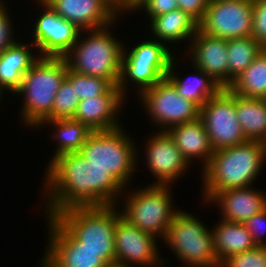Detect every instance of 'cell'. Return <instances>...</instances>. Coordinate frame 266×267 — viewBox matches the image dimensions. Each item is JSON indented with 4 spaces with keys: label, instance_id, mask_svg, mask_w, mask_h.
Returning a JSON list of instances; mask_svg holds the SVG:
<instances>
[{
    "label": "cell",
    "instance_id": "obj_2",
    "mask_svg": "<svg viewBox=\"0 0 266 267\" xmlns=\"http://www.w3.org/2000/svg\"><path fill=\"white\" fill-rule=\"evenodd\" d=\"M265 146L259 141L215 150L202 169L203 197L208 203L218 192L231 188L250 187L265 162Z\"/></svg>",
    "mask_w": 266,
    "mask_h": 267
},
{
    "label": "cell",
    "instance_id": "obj_27",
    "mask_svg": "<svg viewBox=\"0 0 266 267\" xmlns=\"http://www.w3.org/2000/svg\"><path fill=\"white\" fill-rule=\"evenodd\" d=\"M165 77L166 74L154 62L122 61L118 89L124 97L127 96L126 85L131 80L140 95Z\"/></svg>",
    "mask_w": 266,
    "mask_h": 267
},
{
    "label": "cell",
    "instance_id": "obj_3",
    "mask_svg": "<svg viewBox=\"0 0 266 267\" xmlns=\"http://www.w3.org/2000/svg\"><path fill=\"white\" fill-rule=\"evenodd\" d=\"M67 72L64 57H40L24 74L15 93L25 95L20 113L26 126L39 128L44 120H52L55 96Z\"/></svg>",
    "mask_w": 266,
    "mask_h": 267
},
{
    "label": "cell",
    "instance_id": "obj_20",
    "mask_svg": "<svg viewBox=\"0 0 266 267\" xmlns=\"http://www.w3.org/2000/svg\"><path fill=\"white\" fill-rule=\"evenodd\" d=\"M174 140L184 158L191 164L192 158L203 161V169L208 165L214 150L200 118L175 125L166 131ZM192 160V161H191Z\"/></svg>",
    "mask_w": 266,
    "mask_h": 267
},
{
    "label": "cell",
    "instance_id": "obj_18",
    "mask_svg": "<svg viewBox=\"0 0 266 267\" xmlns=\"http://www.w3.org/2000/svg\"><path fill=\"white\" fill-rule=\"evenodd\" d=\"M125 97L118 86H113L105 95L79 101L72 119L86 124L92 131H107L122 127L117 121Z\"/></svg>",
    "mask_w": 266,
    "mask_h": 267
},
{
    "label": "cell",
    "instance_id": "obj_19",
    "mask_svg": "<svg viewBox=\"0 0 266 267\" xmlns=\"http://www.w3.org/2000/svg\"><path fill=\"white\" fill-rule=\"evenodd\" d=\"M209 202H216L223 220L244 223L266 208V195L251 186L231 188L218 192Z\"/></svg>",
    "mask_w": 266,
    "mask_h": 267
},
{
    "label": "cell",
    "instance_id": "obj_40",
    "mask_svg": "<svg viewBox=\"0 0 266 267\" xmlns=\"http://www.w3.org/2000/svg\"><path fill=\"white\" fill-rule=\"evenodd\" d=\"M108 267H133V265H124V264L115 262L113 264L108 265Z\"/></svg>",
    "mask_w": 266,
    "mask_h": 267
},
{
    "label": "cell",
    "instance_id": "obj_30",
    "mask_svg": "<svg viewBox=\"0 0 266 267\" xmlns=\"http://www.w3.org/2000/svg\"><path fill=\"white\" fill-rule=\"evenodd\" d=\"M123 47L122 61L154 62L166 75L174 54L165 43L158 40H146L136 44L131 50Z\"/></svg>",
    "mask_w": 266,
    "mask_h": 267
},
{
    "label": "cell",
    "instance_id": "obj_26",
    "mask_svg": "<svg viewBox=\"0 0 266 267\" xmlns=\"http://www.w3.org/2000/svg\"><path fill=\"white\" fill-rule=\"evenodd\" d=\"M44 124H53V128L55 126L57 129L53 132V139L55 140L56 138L58 146L50 162L60 155L79 152L87 138L93 132L86 124L72 118L44 120L40 126L42 125L43 127Z\"/></svg>",
    "mask_w": 266,
    "mask_h": 267
},
{
    "label": "cell",
    "instance_id": "obj_33",
    "mask_svg": "<svg viewBox=\"0 0 266 267\" xmlns=\"http://www.w3.org/2000/svg\"><path fill=\"white\" fill-rule=\"evenodd\" d=\"M221 267H266V246H256L253 249L232 255Z\"/></svg>",
    "mask_w": 266,
    "mask_h": 267
},
{
    "label": "cell",
    "instance_id": "obj_12",
    "mask_svg": "<svg viewBox=\"0 0 266 267\" xmlns=\"http://www.w3.org/2000/svg\"><path fill=\"white\" fill-rule=\"evenodd\" d=\"M48 245L40 267H108L99 254L85 247L55 217H47Z\"/></svg>",
    "mask_w": 266,
    "mask_h": 267
},
{
    "label": "cell",
    "instance_id": "obj_9",
    "mask_svg": "<svg viewBox=\"0 0 266 267\" xmlns=\"http://www.w3.org/2000/svg\"><path fill=\"white\" fill-rule=\"evenodd\" d=\"M139 97L153 123L160 126L161 130L158 131H167L175 125L194 121L200 115V107L179 95L166 77L144 90Z\"/></svg>",
    "mask_w": 266,
    "mask_h": 267
},
{
    "label": "cell",
    "instance_id": "obj_32",
    "mask_svg": "<svg viewBox=\"0 0 266 267\" xmlns=\"http://www.w3.org/2000/svg\"><path fill=\"white\" fill-rule=\"evenodd\" d=\"M79 101L75 88L65 78L55 96L52 120L73 118Z\"/></svg>",
    "mask_w": 266,
    "mask_h": 267
},
{
    "label": "cell",
    "instance_id": "obj_13",
    "mask_svg": "<svg viewBox=\"0 0 266 267\" xmlns=\"http://www.w3.org/2000/svg\"><path fill=\"white\" fill-rule=\"evenodd\" d=\"M41 4L43 13L34 23L32 43L40 57H64L79 39L81 33L76 25L58 15L47 3Z\"/></svg>",
    "mask_w": 266,
    "mask_h": 267
},
{
    "label": "cell",
    "instance_id": "obj_4",
    "mask_svg": "<svg viewBox=\"0 0 266 267\" xmlns=\"http://www.w3.org/2000/svg\"><path fill=\"white\" fill-rule=\"evenodd\" d=\"M107 25L102 28L85 30V35L79 39L64 56L68 68L80 74L100 77L109 80L114 86H118L123 43H120L113 34L111 27ZM91 33V34H90Z\"/></svg>",
    "mask_w": 266,
    "mask_h": 267
},
{
    "label": "cell",
    "instance_id": "obj_23",
    "mask_svg": "<svg viewBox=\"0 0 266 267\" xmlns=\"http://www.w3.org/2000/svg\"><path fill=\"white\" fill-rule=\"evenodd\" d=\"M151 32L154 40L167 43L180 42L191 39L198 30V23L179 8L168 13L158 15L151 20ZM167 41V42H166Z\"/></svg>",
    "mask_w": 266,
    "mask_h": 267
},
{
    "label": "cell",
    "instance_id": "obj_41",
    "mask_svg": "<svg viewBox=\"0 0 266 267\" xmlns=\"http://www.w3.org/2000/svg\"><path fill=\"white\" fill-rule=\"evenodd\" d=\"M2 94H3V93H2V91L0 90V101L3 100V98H2ZM0 103H1V102H0Z\"/></svg>",
    "mask_w": 266,
    "mask_h": 267
},
{
    "label": "cell",
    "instance_id": "obj_15",
    "mask_svg": "<svg viewBox=\"0 0 266 267\" xmlns=\"http://www.w3.org/2000/svg\"><path fill=\"white\" fill-rule=\"evenodd\" d=\"M146 148L147 167L156 178L154 185H172L190 165L166 131L149 137Z\"/></svg>",
    "mask_w": 266,
    "mask_h": 267
},
{
    "label": "cell",
    "instance_id": "obj_25",
    "mask_svg": "<svg viewBox=\"0 0 266 267\" xmlns=\"http://www.w3.org/2000/svg\"><path fill=\"white\" fill-rule=\"evenodd\" d=\"M174 60L173 57L166 78L175 86L177 92L183 98L193 101L201 108L211 97L215 96L222 89L218 83L197 67L193 69L197 71V75L180 79L179 75L177 76V73L175 75L174 72L176 65Z\"/></svg>",
    "mask_w": 266,
    "mask_h": 267
},
{
    "label": "cell",
    "instance_id": "obj_31",
    "mask_svg": "<svg viewBox=\"0 0 266 267\" xmlns=\"http://www.w3.org/2000/svg\"><path fill=\"white\" fill-rule=\"evenodd\" d=\"M66 79L75 88L76 95L80 101L105 95L114 86L105 78L80 74L69 68Z\"/></svg>",
    "mask_w": 266,
    "mask_h": 267
},
{
    "label": "cell",
    "instance_id": "obj_5",
    "mask_svg": "<svg viewBox=\"0 0 266 267\" xmlns=\"http://www.w3.org/2000/svg\"><path fill=\"white\" fill-rule=\"evenodd\" d=\"M116 207H71L58 212L54 217L83 243V247L96 252L110 265L116 262L114 229L121 216Z\"/></svg>",
    "mask_w": 266,
    "mask_h": 267
},
{
    "label": "cell",
    "instance_id": "obj_37",
    "mask_svg": "<svg viewBox=\"0 0 266 267\" xmlns=\"http://www.w3.org/2000/svg\"><path fill=\"white\" fill-rule=\"evenodd\" d=\"M244 224L256 245L266 246V241L263 240V234L266 233V227L264 228L266 225V208L261 212L254 214L251 218L245 221Z\"/></svg>",
    "mask_w": 266,
    "mask_h": 267
},
{
    "label": "cell",
    "instance_id": "obj_11",
    "mask_svg": "<svg viewBox=\"0 0 266 267\" xmlns=\"http://www.w3.org/2000/svg\"><path fill=\"white\" fill-rule=\"evenodd\" d=\"M253 0H210L198 29L221 39L252 35Z\"/></svg>",
    "mask_w": 266,
    "mask_h": 267
},
{
    "label": "cell",
    "instance_id": "obj_22",
    "mask_svg": "<svg viewBox=\"0 0 266 267\" xmlns=\"http://www.w3.org/2000/svg\"><path fill=\"white\" fill-rule=\"evenodd\" d=\"M212 230L215 254L220 264L227 258L256 247L244 223L219 221Z\"/></svg>",
    "mask_w": 266,
    "mask_h": 267
},
{
    "label": "cell",
    "instance_id": "obj_16",
    "mask_svg": "<svg viewBox=\"0 0 266 267\" xmlns=\"http://www.w3.org/2000/svg\"><path fill=\"white\" fill-rule=\"evenodd\" d=\"M188 48L184 53L186 57L191 56L192 67L202 70L222 88H228V40L210 36L198 29Z\"/></svg>",
    "mask_w": 266,
    "mask_h": 267
},
{
    "label": "cell",
    "instance_id": "obj_17",
    "mask_svg": "<svg viewBox=\"0 0 266 267\" xmlns=\"http://www.w3.org/2000/svg\"><path fill=\"white\" fill-rule=\"evenodd\" d=\"M45 3L83 32L115 24L119 17L105 0H46Z\"/></svg>",
    "mask_w": 266,
    "mask_h": 267
},
{
    "label": "cell",
    "instance_id": "obj_24",
    "mask_svg": "<svg viewBox=\"0 0 266 267\" xmlns=\"http://www.w3.org/2000/svg\"><path fill=\"white\" fill-rule=\"evenodd\" d=\"M235 112L247 140L266 141V99L235 94Z\"/></svg>",
    "mask_w": 266,
    "mask_h": 267
},
{
    "label": "cell",
    "instance_id": "obj_34",
    "mask_svg": "<svg viewBox=\"0 0 266 267\" xmlns=\"http://www.w3.org/2000/svg\"><path fill=\"white\" fill-rule=\"evenodd\" d=\"M252 36L266 48V0H253Z\"/></svg>",
    "mask_w": 266,
    "mask_h": 267
},
{
    "label": "cell",
    "instance_id": "obj_38",
    "mask_svg": "<svg viewBox=\"0 0 266 267\" xmlns=\"http://www.w3.org/2000/svg\"><path fill=\"white\" fill-rule=\"evenodd\" d=\"M210 0H177L178 8L199 23Z\"/></svg>",
    "mask_w": 266,
    "mask_h": 267
},
{
    "label": "cell",
    "instance_id": "obj_42",
    "mask_svg": "<svg viewBox=\"0 0 266 267\" xmlns=\"http://www.w3.org/2000/svg\"><path fill=\"white\" fill-rule=\"evenodd\" d=\"M264 146H265V159H266V141L264 142Z\"/></svg>",
    "mask_w": 266,
    "mask_h": 267
},
{
    "label": "cell",
    "instance_id": "obj_36",
    "mask_svg": "<svg viewBox=\"0 0 266 267\" xmlns=\"http://www.w3.org/2000/svg\"><path fill=\"white\" fill-rule=\"evenodd\" d=\"M4 3L5 2L0 0V54L16 43L15 38L12 36L14 33L11 31L13 28L9 18L11 16L8 15L9 11L7 10V6H4Z\"/></svg>",
    "mask_w": 266,
    "mask_h": 267
},
{
    "label": "cell",
    "instance_id": "obj_28",
    "mask_svg": "<svg viewBox=\"0 0 266 267\" xmlns=\"http://www.w3.org/2000/svg\"><path fill=\"white\" fill-rule=\"evenodd\" d=\"M229 89L244 97L266 99V48L234 80Z\"/></svg>",
    "mask_w": 266,
    "mask_h": 267
},
{
    "label": "cell",
    "instance_id": "obj_39",
    "mask_svg": "<svg viewBox=\"0 0 266 267\" xmlns=\"http://www.w3.org/2000/svg\"><path fill=\"white\" fill-rule=\"evenodd\" d=\"M105 1H107L119 15H121L122 12L124 13L125 11L126 13L127 12L129 13V11L133 12L137 4L134 0H105Z\"/></svg>",
    "mask_w": 266,
    "mask_h": 267
},
{
    "label": "cell",
    "instance_id": "obj_29",
    "mask_svg": "<svg viewBox=\"0 0 266 267\" xmlns=\"http://www.w3.org/2000/svg\"><path fill=\"white\" fill-rule=\"evenodd\" d=\"M263 49L252 35L228 40V88Z\"/></svg>",
    "mask_w": 266,
    "mask_h": 267
},
{
    "label": "cell",
    "instance_id": "obj_7",
    "mask_svg": "<svg viewBox=\"0 0 266 267\" xmlns=\"http://www.w3.org/2000/svg\"><path fill=\"white\" fill-rule=\"evenodd\" d=\"M125 131L123 127L93 131L79 151L91 164L107 169L123 187L131 182L137 166L135 158H139L134 140Z\"/></svg>",
    "mask_w": 266,
    "mask_h": 267
},
{
    "label": "cell",
    "instance_id": "obj_8",
    "mask_svg": "<svg viewBox=\"0 0 266 267\" xmlns=\"http://www.w3.org/2000/svg\"><path fill=\"white\" fill-rule=\"evenodd\" d=\"M170 187L152 184L147 188H137L136 192H128L121 216L143 232L158 239L164 238L168 226L179 212L172 207Z\"/></svg>",
    "mask_w": 266,
    "mask_h": 267
},
{
    "label": "cell",
    "instance_id": "obj_43",
    "mask_svg": "<svg viewBox=\"0 0 266 267\" xmlns=\"http://www.w3.org/2000/svg\"><path fill=\"white\" fill-rule=\"evenodd\" d=\"M34 1H36V0H34ZM38 2H45L46 0H37Z\"/></svg>",
    "mask_w": 266,
    "mask_h": 267
},
{
    "label": "cell",
    "instance_id": "obj_14",
    "mask_svg": "<svg viewBox=\"0 0 266 267\" xmlns=\"http://www.w3.org/2000/svg\"><path fill=\"white\" fill-rule=\"evenodd\" d=\"M156 237L143 232L120 216L115 224L114 242L116 262L124 265L159 267L160 258ZM158 252V253H157Z\"/></svg>",
    "mask_w": 266,
    "mask_h": 267
},
{
    "label": "cell",
    "instance_id": "obj_6",
    "mask_svg": "<svg viewBox=\"0 0 266 267\" xmlns=\"http://www.w3.org/2000/svg\"><path fill=\"white\" fill-rule=\"evenodd\" d=\"M189 212L176 214L163 238L187 267H221L215 254L212 230Z\"/></svg>",
    "mask_w": 266,
    "mask_h": 267
},
{
    "label": "cell",
    "instance_id": "obj_10",
    "mask_svg": "<svg viewBox=\"0 0 266 267\" xmlns=\"http://www.w3.org/2000/svg\"><path fill=\"white\" fill-rule=\"evenodd\" d=\"M199 118L204 124L213 150L247 141L235 112V94L222 88L201 108Z\"/></svg>",
    "mask_w": 266,
    "mask_h": 267
},
{
    "label": "cell",
    "instance_id": "obj_21",
    "mask_svg": "<svg viewBox=\"0 0 266 267\" xmlns=\"http://www.w3.org/2000/svg\"><path fill=\"white\" fill-rule=\"evenodd\" d=\"M31 45V46H30ZM33 43L23 44L18 41L0 54V90L15 92L20 88L24 74L40 58L32 54Z\"/></svg>",
    "mask_w": 266,
    "mask_h": 267
},
{
    "label": "cell",
    "instance_id": "obj_35",
    "mask_svg": "<svg viewBox=\"0 0 266 267\" xmlns=\"http://www.w3.org/2000/svg\"><path fill=\"white\" fill-rule=\"evenodd\" d=\"M140 9L145 10L151 20L158 15L178 9V2L177 0H139L133 12L141 11Z\"/></svg>",
    "mask_w": 266,
    "mask_h": 267
},
{
    "label": "cell",
    "instance_id": "obj_1",
    "mask_svg": "<svg viewBox=\"0 0 266 267\" xmlns=\"http://www.w3.org/2000/svg\"><path fill=\"white\" fill-rule=\"evenodd\" d=\"M48 165L46 217L71 207L117 205V195L125 190L107 169L91 164L79 152L60 155Z\"/></svg>",
    "mask_w": 266,
    "mask_h": 267
}]
</instances>
